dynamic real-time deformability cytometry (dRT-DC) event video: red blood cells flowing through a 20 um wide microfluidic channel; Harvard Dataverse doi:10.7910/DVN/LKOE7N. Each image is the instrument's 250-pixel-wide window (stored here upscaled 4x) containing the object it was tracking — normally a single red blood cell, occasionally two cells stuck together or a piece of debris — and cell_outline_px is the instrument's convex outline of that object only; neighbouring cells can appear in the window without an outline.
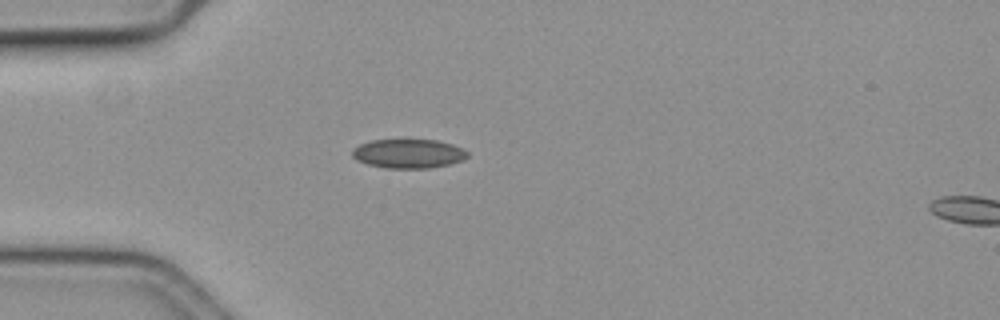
{"species": "common noctule bat (a hibernating species)", "species_latin": "Nyctalus noctula", "temperature_condition": "cold", "stored_images_in_passage": 46, "camera_frame_rate_fps": 3000, "um_per_image_px": 0.085, "animal": {"sex": "female", "body_mass_g": 19.3, "forearm_length_mm": 54.1}, "frame": {"image": 1, "passage_image": 9, "time_ms": 2.667, "image_size_px": [1000, 320], "cell_outline_px": [[468, 156], [460, 160], [448, 164], [428, 168], [384, 168], [368, 164], [356, 160], [352, 156], [352, 148], [360, 144], [372, 140], [404, 136], [436, 140], [452, 144], [468, 152]], "centroid_in_image_um": [34.65, 13.0], "position_along_channel_um": 50.4, "area_um2": 20.29}}
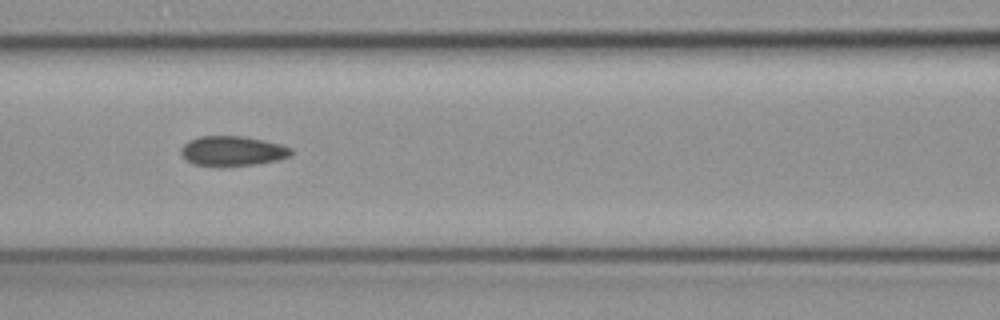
{"frame": {"image": 2, "passage_image": 18, "time_ms": 5.667, "image_size_px": [1000, 320], "cell_outline_px": [[292, 156], [276, 160], [256, 164], [224, 168], [220, 168], [192, 164], [180, 152], [180, 148], [188, 140], [200, 136], [244, 136], [264, 140], [280, 144], [292, 148]], "centroid_in_image_um": [19.75, 12.86], "position_along_channel_um": 146.9, "area_um2": 19.65}}
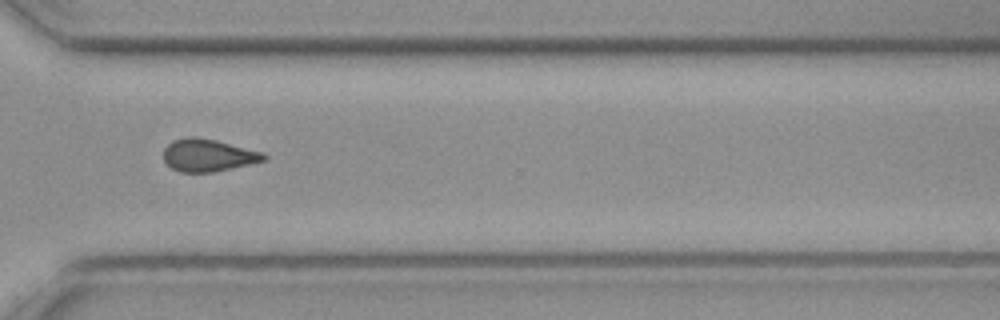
{"frame": {"image": 3, "passage_image": 35, "time_ms": 11.333, "image_size_px": [1000, 320], "cell_outline_px": [[268, 156], [264, 160], [248, 164], [212, 172], [180, 172], [172, 168], [164, 160], [164, 148], [172, 140], [188, 136], [196, 136], [216, 140], [264, 152]], "centroid_in_image_um": [17.67, 13.18], "position_along_channel_um": 352.9, "area_um2": 18.9}, "authors_computed_cell_mechanics": {"area_um2": 19.2474, "velocity_mm_per_s": 3.6394, "shape_relaxation_time_tau1_ms": null, "shape_relaxation_time_tau2_ms": 4.9755, "deformation_change_tau1": null, "deformation_change_tau2": 0.1025}}